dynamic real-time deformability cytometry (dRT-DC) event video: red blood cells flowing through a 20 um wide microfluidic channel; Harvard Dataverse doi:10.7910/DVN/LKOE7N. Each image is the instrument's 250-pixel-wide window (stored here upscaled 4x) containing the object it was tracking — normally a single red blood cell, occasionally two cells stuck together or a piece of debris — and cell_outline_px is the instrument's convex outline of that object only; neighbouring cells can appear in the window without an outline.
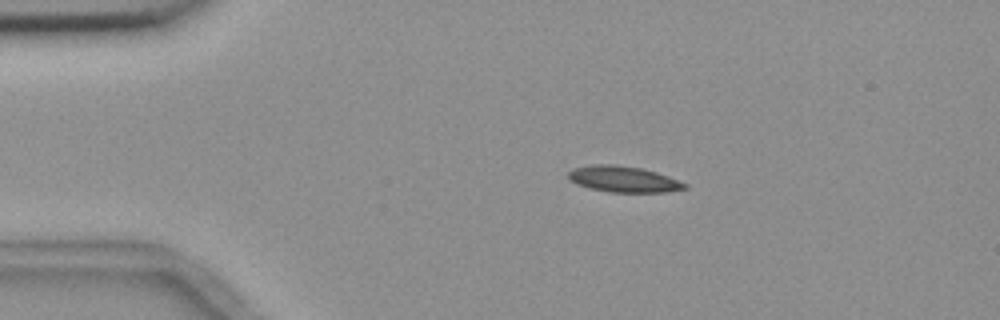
{"species": "common noctule bat (a hibernating species)", "species_latin": "Nyctalus noctula", "temperature_condition": "room temperature", "stored_images_in_passage": 5, "camera_frame_rate_fps": 3000, "um_per_image_px": 0.085, "animal": {"sex": "female", "body_mass_g": 18.4}, "frame": {"image": 1, "passage_image": 3, "time_ms": 2.333, "image_size_px": [1000, 320], "cell_outline_px": [[688, 188], [668, 192], [612, 192], [592, 188], [576, 184], [568, 176], [568, 172], [572, 168], [592, 164], [616, 164], [640, 168], [656, 172], [688, 184]], "centroid_in_image_um": [53.0, 15.22], "position_along_channel_um": 32.0, "area_um2": 17.57}}
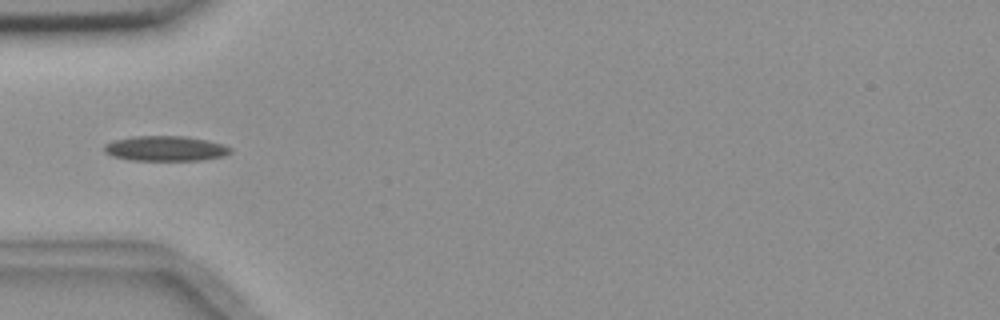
{"frame": {"image": 2, "passage_image": 5, "time_ms": 4.667, "image_size_px": [1000, 320], "cell_outline_px": [[232, 152], [224, 156], [200, 160], [128, 160], [112, 156], [104, 152], [104, 144], [112, 140], [132, 136], [184, 136], [208, 140], [224, 144], [232, 148]], "centroid_in_image_um": [14.05, 12.62], "position_along_channel_um": 70.9, "area_um2": 18.67}}